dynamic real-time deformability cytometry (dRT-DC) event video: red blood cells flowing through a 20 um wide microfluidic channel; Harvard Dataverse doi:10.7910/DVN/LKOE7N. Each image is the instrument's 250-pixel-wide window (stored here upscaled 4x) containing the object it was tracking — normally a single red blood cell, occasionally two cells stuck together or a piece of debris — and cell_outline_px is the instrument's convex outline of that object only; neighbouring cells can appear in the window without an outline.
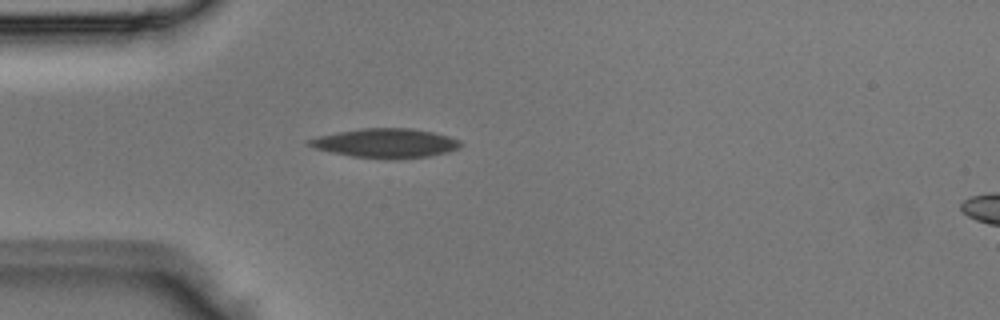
{"species": "Egyptian fruit bat (a non-hibernating species)", "species_latin": "Rousettus aegyptiacus", "temperature_condition": "room temperature", "stored_images_in_passage": 2, "camera_frame_rate_fps": 3000, "um_per_image_px": 0.085, "animal": {"sex": "male"}, "frame": {"image": 1, "passage_image": 2, "time_ms": 0.333, "image_size_px": [1000, 320], "cell_outline_px": [[464, 144], [460, 148], [448, 152], [428, 156], [396, 160], [352, 156], [332, 152], [316, 148], [304, 144], [304, 140], [336, 132], [360, 128], [412, 128], [432, 132], [448, 136], [460, 140]], "centroid_in_image_um": [32.79, 12.17], "position_along_channel_um": 52.2, "area_um2": 26.07}}